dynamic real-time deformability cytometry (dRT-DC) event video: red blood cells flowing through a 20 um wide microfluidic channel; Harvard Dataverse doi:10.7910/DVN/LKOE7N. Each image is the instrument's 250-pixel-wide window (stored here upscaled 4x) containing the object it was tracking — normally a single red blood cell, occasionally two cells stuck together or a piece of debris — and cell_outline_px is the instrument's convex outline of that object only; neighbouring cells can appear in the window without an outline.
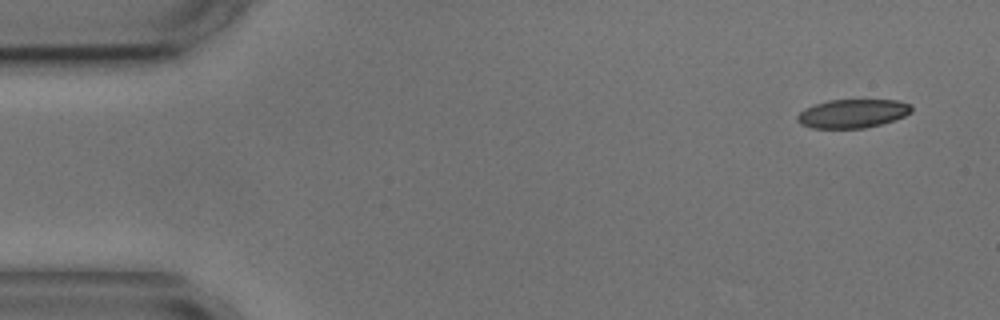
{"species": "common noctule bat (a hibernating species)", "species_latin": "Nyctalus noctula", "temperature_condition": "cold", "stored_images_in_passage": 4, "camera_frame_rate_fps": 3000, "um_per_image_px": 0.085, "animal": {"sex": "male", "body_mass_g": 17.9, "forearm_length_mm": 54.2}, "frame": {"image": 1, "passage_image": 1, "time_ms": 0.0, "image_size_px": [1000, 320], "cell_outline_px": [[912, 112], [904, 116], [880, 124], [864, 128], [812, 128], [800, 124], [796, 120], [796, 116], [804, 108], [828, 100], [896, 100], [912, 104]], "centroid_in_image_um": [72.45, 9.65], "position_along_channel_um": 12.5, "area_um2": 19.07}}
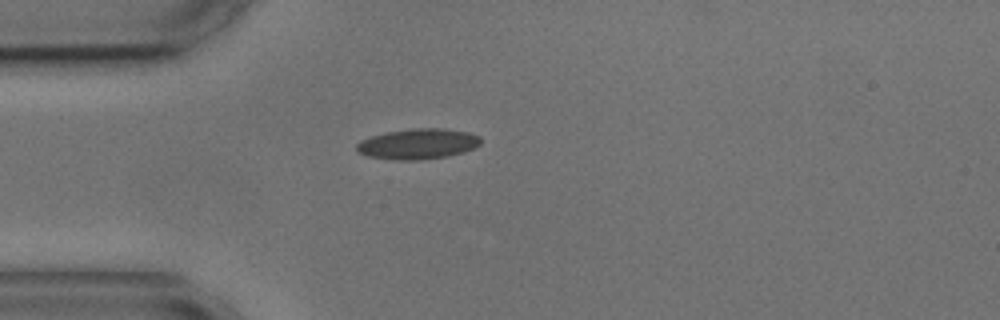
{"frame": {"image": 2, "passage_image": 4, "time_ms": 3.667, "image_size_px": [1000, 320], "cell_outline_px": [[480, 144], [476, 148], [464, 152], [448, 156], [416, 160], [396, 160], [368, 156], [356, 152], [356, 144], [360, 140], [372, 136], [388, 132], [416, 128], [440, 128], [468, 132], [480, 136]], "centroid_in_image_um": [35.53, 12.24], "position_along_channel_um": 49.5, "area_um2": 22.02}}